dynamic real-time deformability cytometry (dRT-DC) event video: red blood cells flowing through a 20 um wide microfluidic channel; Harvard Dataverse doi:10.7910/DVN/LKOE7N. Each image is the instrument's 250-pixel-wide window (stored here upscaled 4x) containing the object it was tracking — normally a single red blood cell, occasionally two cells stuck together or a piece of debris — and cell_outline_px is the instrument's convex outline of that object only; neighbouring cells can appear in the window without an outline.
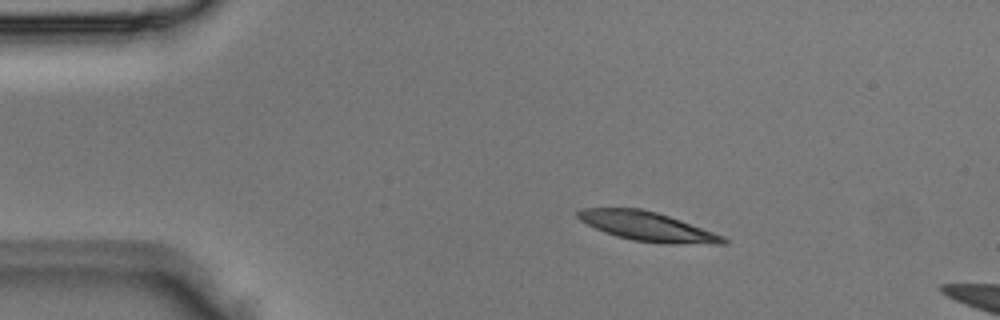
{"species": "Egyptian fruit bat (a non-hibernating species)", "species_latin": "Rousettus aegyptiacus", "temperature_condition": "room temperature", "stored_images_in_passage": 4, "segment_of_instrument_passage": [2, 2], "camera_frame_rate_fps": 3000, "um_per_image_px": 0.085, "animal": {"sex": "male"}, "frame": {"image": 1, "passage_image": 4, "time_ms": 1.0, "image_size_px": [1000, 320], "cell_outline_px": [[728, 240], [724, 244], [712, 244], [632, 240], [616, 236], [604, 232], [580, 220], [576, 216], [576, 212], [580, 208], [640, 208], [656, 212], [680, 220], [724, 236]], "centroid_in_image_um": [54.96, 19.21], "position_along_channel_um": 30.0, "area_um2": 23.99}}